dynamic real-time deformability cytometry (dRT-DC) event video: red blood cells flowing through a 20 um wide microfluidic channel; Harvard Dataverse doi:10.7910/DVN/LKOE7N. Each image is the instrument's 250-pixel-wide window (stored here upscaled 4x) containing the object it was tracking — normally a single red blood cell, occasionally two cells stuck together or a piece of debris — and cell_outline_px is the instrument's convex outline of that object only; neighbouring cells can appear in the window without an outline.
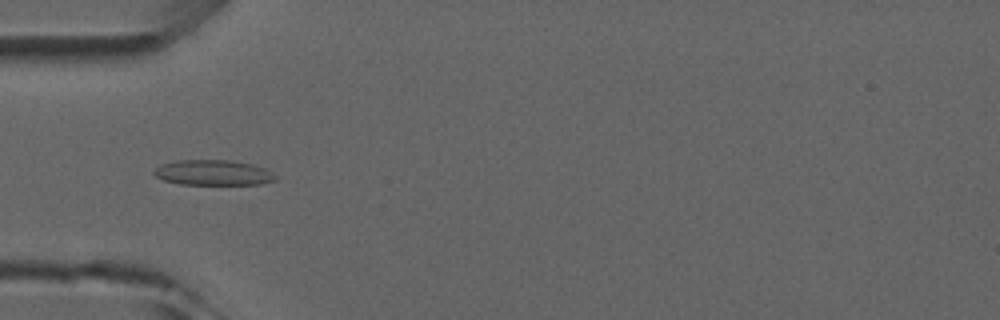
{"species": "common noctule bat (a hibernating species)", "species_latin": "Nyctalus noctula", "temperature_condition": "room temperature", "stored_images_in_passage": 6, "camera_frame_rate_fps": 3000, "um_per_image_px": 0.085, "animal": {"sex": "male", "forearm_length_mm": 52.5}, "frame": {"image": 1, "passage_image": 4, "time_ms": 3.667, "image_size_px": [1000, 320], "cell_outline_px": [[276, 180], [260, 184], [180, 184], [164, 180], [156, 176], [152, 172], [160, 164], [176, 160], [228, 160], [252, 164], [264, 168], [272, 172], [276, 176]], "centroid_in_image_um": [18.11, 14.67], "position_along_channel_um": 66.9, "area_um2": 17.86}}
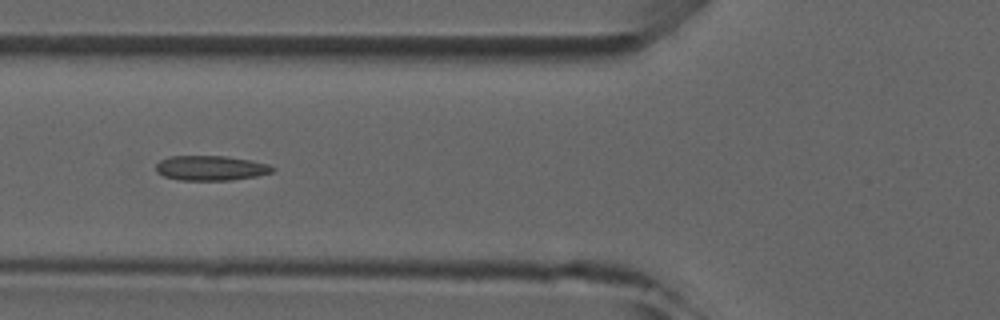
{"frame": {"image": 2, "passage_image": 5, "time_ms": 4.667, "image_size_px": [1000, 320], "cell_outline_px": [[276, 168], [272, 172], [256, 176], [232, 180], [176, 180], [164, 176], [156, 172], [156, 164], [160, 160], [168, 156], [228, 156], [252, 160], [268, 164]], "centroid_in_image_um": [17.91, 14.28], "position_along_channel_um": 107.9, "area_um2": 17.05}}
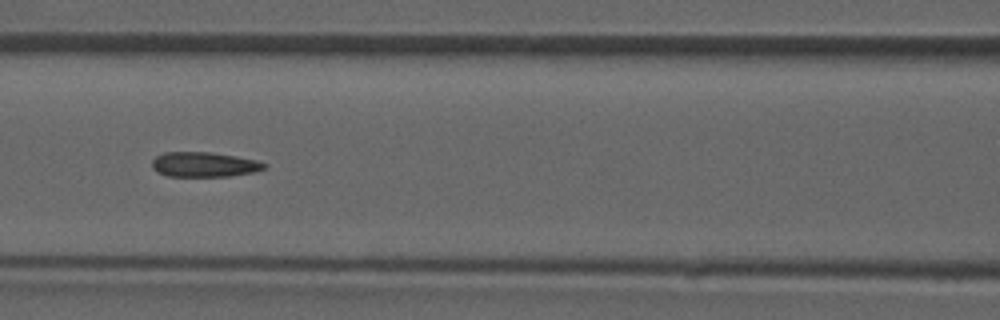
{"frame": {"image": 3, "passage_image": 6, "time_ms": 5.667, "image_size_px": [1000, 320], "cell_outline_px": [[268, 164], [264, 168], [256, 172], [228, 176], [168, 176], [156, 172], [152, 168], [152, 160], [156, 156], [164, 152], [208, 152], [236, 156], [256, 160]], "centroid_in_image_um": [17.33, 13.98], "position_along_channel_um": 149.3, "area_um2": 16.3}}